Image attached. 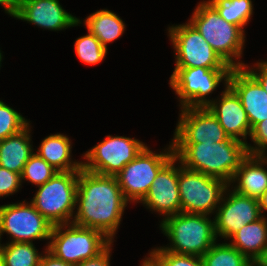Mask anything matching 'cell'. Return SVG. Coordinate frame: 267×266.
<instances>
[{"label": "cell", "mask_w": 267, "mask_h": 266, "mask_svg": "<svg viewBox=\"0 0 267 266\" xmlns=\"http://www.w3.org/2000/svg\"><path fill=\"white\" fill-rule=\"evenodd\" d=\"M127 203L116 176L99 175L81 168L76 193L78 208L72 222L98 230L112 241Z\"/></svg>", "instance_id": "6da1fadb"}, {"label": "cell", "mask_w": 267, "mask_h": 266, "mask_svg": "<svg viewBox=\"0 0 267 266\" xmlns=\"http://www.w3.org/2000/svg\"><path fill=\"white\" fill-rule=\"evenodd\" d=\"M174 155L184 167L231 183L249 155L247 144L230 138L225 142L172 143Z\"/></svg>", "instance_id": "7a4b0ae2"}, {"label": "cell", "mask_w": 267, "mask_h": 266, "mask_svg": "<svg viewBox=\"0 0 267 266\" xmlns=\"http://www.w3.org/2000/svg\"><path fill=\"white\" fill-rule=\"evenodd\" d=\"M161 230L171 241L165 251L202 257L215 243L214 221L207 215L180 212L163 219Z\"/></svg>", "instance_id": "3957f363"}, {"label": "cell", "mask_w": 267, "mask_h": 266, "mask_svg": "<svg viewBox=\"0 0 267 266\" xmlns=\"http://www.w3.org/2000/svg\"><path fill=\"white\" fill-rule=\"evenodd\" d=\"M191 17L190 23L229 66H246L233 61L241 56L245 42L244 30L240 26L226 22L208 1L200 2Z\"/></svg>", "instance_id": "277c9868"}, {"label": "cell", "mask_w": 267, "mask_h": 266, "mask_svg": "<svg viewBox=\"0 0 267 266\" xmlns=\"http://www.w3.org/2000/svg\"><path fill=\"white\" fill-rule=\"evenodd\" d=\"M50 240L46 249L56 258L73 265L98 256L113 242L102 232L72 221L54 225Z\"/></svg>", "instance_id": "5b68a950"}, {"label": "cell", "mask_w": 267, "mask_h": 266, "mask_svg": "<svg viewBox=\"0 0 267 266\" xmlns=\"http://www.w3.org/2000/svg\"><path fill=\"white\" fill-rule=\"evenodd\" d=\"M80 170L57 172L50 180L38 186L32 205L53 226L70 223L76 206Z\"/></svg>", "instance_id": "8992f818"}, {"label": "cell", "mask_w": 267, "mask_h": 266, "mask_svg": "<svg viewBox=\"0 0 267 266\" xmlns=\"http://www.w3.org/2000/svg\"><path fill=\"white\" fill-rule=\"evenodd\" d=\"M228 187L224 180L187 169L181 164L178 179L181 212L211 214L218 208Z\"/></svg>", "instance_id": "52a82bcc"}, {"label": "cell", "mask_w": 267, "mask_h": 266, "mask_svg": "<svg viewBox=\"0 0 267 266\" xmlns=\"http://www.w3.org/2000/svg\"><path fill=\"white\" fill-rule=\"evenodd\" d=\"M231 70L202 67L175 68L169 83L179 96L181 107L204 108L212 102L206 99V96L212 94L223 79L225 86H228Z\"/></svg>", "instance_id": "ba28073f"}, {"label": "cell", "mask_w": 267, "mask_h": 266, "mask_svg": "<svg viewBox=\"0 0 267 266\" xmlns=\"http://www.w3.org/2000/svg\"><path fill=\"white\" fill-rule=\"evenodd\" d=\"M168 149L156 154L146 146L116 175L127 201L141 202L145 197L158 172L175 156L172 144Z\"/></svg>", "instance_id": "9c48e42d"}, {"label": "cell", "mask_w": 267, "mask_h": 266, "mask_svg": "<svg viewBox=\"0 0 267 266\" xmlns=\"http://www.w3.org/2000/svg\"><path fill=\"white\" fill-rule=\"evenodd\" d=\"M168 30L176 51L175 68L233 69L190 22L169 27Z\"/></svg>", "instance_id": "30bf717a"}, {"label": "cell", "mask_w": 267, "mask_h": 266, "mask_svg": "<svg viewBox=\"0 0 267 266\" xmlns=\"http://www.w3.org/2000/svg\"><path fill=\"white\" fill-rule=\"evenodd\" d=\"M145 147L133 138L108 135L83 155L87 163H82V168L99 175L116 176Z\"/></svg>", "instance_id": "8fae6325"}, {"label": "cell", "mask_w": 267, "mask_h": 266, "mask_svg": "<svg viewBox=\"0 0 267 266\" xmlns=\"http://www.w3.org/2000/svg\"><path fill=\"white\" fill-rule=\"evenodd\" d=\"M53 225L45 219L30 202L0 206V239L6 232L12 237L11 242H31L32 240L50 239Z\"/></svg>", "instance_id": "7c38bea8"}, {"label": "cell", "mask_w": 267, "mask_h": 266, "mask_svg": "<svg viewBox=\"0 0 267 266\" xmlns=\"http://www.w3.org/2000/svg\"><path fill=\"white\" fill-rule=\"evenodd\" d=\"M182 108L171 143L225 142L230 139L217 118L207 108Z\"/></svg>", "instance_id": "4fadbf2b"}, {"label": "cell", "mask_w": 267, "mask_h": 266, "mask_svg": "<svg viewBox=\"0 0 267 266\" xmlns=\"http://www.w3.org/2000/svg\"><path fill=\"white\" fill-rule=\"evenodd\" d=\"M229 197L221 199L214 219L215 234L230 238L244 225L256 221L262 215L258 199L230 191Z\"/></svg>", "instance_id": "5bb4252c"}, {"label": "cell", "mask_w": 267, "mask_h": 266, "mask_svg": "<svg viewBox=\"0 0 267 266\" xmlns=\"http://www.w3.org/2000/svg\"><path fill=\"white\" fill-rule=\"evenodd\" d=\"M174 156L156 175L148 193L141 200L147 208L153 209L165 218L181 212L180 193L178 189L179 168L175 167Z\"/></svg>", "instance_id": "9a60e30c"}, {"label": "cell", "mask_w": 267, "mask_h": 266, "mask_svg": "<svg viewBox=\"0 0 267 266\" xmlns=\"http://www.w3.org/2000/svg\"><path fill=\"white\" fill-rule=\"evenodd\" d=\"M13 17L55 31L81 23L62 8L59 0H17Z\"/></svg>", "instance_id": "2e32d148"}, {"label": "cell", "mask_w": 267, "mask_h": 266, "mask_svg": "<svg viewBox=\"0 0 267 266\" xmlns=\"http://www.w3.org/2000/svg\"><path fill=\"white\" fill-rule=\"evenodd\" d=\"M228 86L239 97L251 129L267 119V93L244 68L231 70Z\"/></svg>", "instance_id": "e0dca14e"}, {"label": "cell", "mask_w": 267, "mask_h": 266, "mask_svg": "<svg viewBox=\"0 0 267 266\" xmlns=\"http://www.w3.org/2000/svg\"><path fill=\"white\" fill-rule=\"evenodd\" d=\"M217 102L213 100L207 108L217 118L226 134L232 139L248 144L243 140L247 139V135L250 136L251 126L239 97L229 86H226L221 94V100Z\"/></svg>", "instance_id": "ac0fdd59"}, {"label": "cell", "mask_w": 267, "mask_h": 266, "mask_svg": "<svg viewBox=\"0 0 267 266\" xmlns=\"http://www.w3.org/2000/svg\"><path fill=\"white\" fill-rule=\"evenodd\" d=\"M267 164V156L249 154L235 172L231 182L237 184L234 191L239 194L260 198L267 190V171L262 165Z\"/></svg>", "instance_id": "d6986e66"}, {"label": "cell", "mask_w": 267, "mask_h": 266, "mask_svg": "<svg viewBox=\"0 0 267 266\" xmlns=\"http://www.w3.org/2000/svg\"><path fill=\"white\" fill-rule=\"evenodd\" d=\"M231 244L255 265L267 252V218L261 216L233 234Z\"/></svg>", "instance_id": "ffe728a7"}, {"label": "cell", "mask_w": 267, "mask_h": 266, "mask_svg": "<svg viewBox=\"0 0 267 266\" xmlns=\"http://www.w3.org/2000/svg\"><path fill=\"white\" fill-rule=\"evenodd\" d=\"M29 125L0 141V166L18 174L33 154Z\"/></svg>", "instance_id": "44dd1931"}, {"label": "cell", "mask_w": 267, "mask_h": 266, "mask_svg": "<svg viewBox=\"0 0 267 266\" xmlns=\"http://www.w3.org/2000/svg\"><path fill=\"white\" fill-rule=\"evenodd\" d=\"M71 148L70 139L59 133L42 140L37 154L58 172L80 170L83 162L71 161Z\"/></svg>", "instance_id": "7402d4cb"}, {"label": "cell", "mask_w": 267, "mask_h": 266, "mask_svg": "<svg viewBox=\"0 0 267 266\" xmlns=\"http://www.w3.org/2000/svg\"><path fill=\"white\" fill-rule=\"evenodd\" d=\"M84 24L88 32L92 33L107 49V43L118 39L125 30V24L115 13L103 9L89 15Z\"/></svg>", "instance_id": "603a6c76"}, {"label": "cell", "mask_w": 267, "mask_h": 266, "mask_svg": "<svg viewBox=\"0 0 267 266\" xmlns=\"http://www.w3.org/2000/svg\"><path fill=\"white\" fill-rule=\"evenodd\" d=\"M0 254L4 266H39L42 257L33 242H10L6 246L1 245Z\"/></svg>", "instance_id": "cb8c5ba5"}, {"label": "cell", "mask_w": 267, "mask_h": 266, "mask_svg": "<svg viewBox=\"0 0 267 266\" xmlns=\"http://www.w3.org/2000/svg\"><path fill=\"white\" fill-rule=\"evenodd\" d=\"M204 266H255L229 243L216 244L202 256Z\"/></svg>", "instance_id": "d4e9b609"}, {"label": "cell", "mask_w": 267, "mask_h": 266, "mask_svg": "<svg viewBox=\"0 0 267 266\" xmlns=\"http://www.w3.org/2000/svg\"><path fill=\"white\" fill-rule=\"evenodd\" d=\"M226 22L243 27L253 13L251 0H209L208 1Z\"/></svg>", "instance_id": "484cf974"}, {"label": "cell", "mask_w": 267, "mask_h": 266, "mask_svg": "<svg viewBox=\"0 0 267 266\" xmlns=\"http://www.w3.org/2000/svg\"><path fill=\"white\" fill-rule=\"evenodd\" d=\"M74 47L76 55L81 62L89 65L100 63L107 53V49L90 32L85 36L77 38Z\"/></svg>", "instance_id": "4316f807"}, {"label": "cell", "mask_w": 267, "mask_h": 266, "mask_svg": "<svg viewBox=\"0 0 267 266\" xmlns=\"http://www.w3.org/2000/svg\"><path fill=\"white\" fill-rule=\"evenodd\" d=\"M57 172L37 153H33L23 168L21 180L27 179L31 183L40 186L50 180Z\"/></svg>", "instance_id": "83f0119b"}, {"label": "cell", "mask_w": 267, "mask_h": 266, "mask_svg": "<svg viewBox=\"0 0 267 266\" xmlns=\"http://www.w3.org/2000/svg\"><path fill=\"white\" fill-rule=\"evenodd\" d=\"M28 125L22 115L0 100V141L20 132Z\"/></svg>", "instance_id": "f1b7e54d"}, {"label": "cell", "mask_w": 267, "mask_h": 266, "mask_svg": "<svg viewBox=\"0 0 267 266\" xmlns=\"http://www.w3.org/2000/svg\"><path fill=\"white\" fill-rule=\"evenodd\" d=\"M150 254L162 266H204L202 257L196 255L175 254L165 251L163 247L153 249Z\"/></svg>", "instance_id": "f546056e"}, {"label": "cell", "mask_w": 267, "mask_h": 266, "mask_svg": "<svg viewBox=\"0 0 267 266\" xmlns=\"http://www.w3.org/2000/svg\"><path fill=\"white\" fill-rule=\"evenodd\" d=\"M252 141L256 144L255 147L247 144L248 153L251 155L265 156L267 149V119L257 123L250 133Z\"/></svg>", "instance_id": "4dcf8cb0"}, {"label": "cell", "mask_w": 267, "mask_h": 266, "mask_svg": "<svg viewBox=\"0 0 267 266\" xmlns=\"http://www.w3.org/2000/svg\"><path fill=\"white\" fill-rule=\"evenodd\" d=\"M21 182V174L0 166V197L17 192Z\"/></svg>", "instance_id": "1f68e13d"}, {"label": "cell", "mask_w": 267, "mask_h": 266, "mask_svg": "<svg viewBox=\"0 0 267 266\" xmlns=\"http://www.w3.org/2000/svg\"><path fill=\"white\" fill-rule=\"evenodd\" d=\"M256 65V69H250L249 66H245L244 69L262 86L267 93V61L259 62ZM254 70H258V73Z\"/></svg>", "instance_id": "d6a6232c"}, {"label": "cell", "mask_w": 267, "mask_h": 266, "mask_svg": "<svg viewBox=\"0 0 267 266\" xmlns=\"http://www.w3.org/2000/svg\"><path fill=\"white\" fill-rule=\"evenodd\" d=\"M110 248L111 244L98 256L84 260L75 266H110Z\"/></svg>", "instance_id": "836d02e7"}, {"label": "cell", "mask_w": 267, "mask_h": 266, "mask_svg": "<svg viewBox=\"0 0 267 266\" xmlns=\"http://www.w3.org/2000/svg\"><path fill=\"white\" fill-rule=\"evenodd\" d=\"M39 266H75L71 263L64 262L56 258L52 253L46 249V253L41 257Z\"/></svg>", "instance_id": "e575fe53"}, {"label": "cell", "mask_w": 267, "mask_h": 266, "mask_svg": "<svg viewBox=\"0 0 267 266\" xmlns=\"http://www.w3.org/2000/svg\"><path fill=\"white\" fill-rule=\"evenodd\" d=\"M17 0H0V5H4V10L11 16H14Z\"/></svg>", "instance_id": "d590c367"}, {"label": "cell", "mask_w": 267, "mask_h": 266, "mask_svg": "<svg viewBox=\"0 0 267 266\" xmlns=\"http://www.w3.org/2000/svg\"><path fill=\"white\" fill-rule=\"evenodd\" d=\"M258 202H259V209L262 215V213L265 210L267 211V190L263 193V195L260 198H258Z\"/></svg>", "instance_id": "8d00e7d4"}, {"label": "cell", "mask_w": 267, "mask_h": 266, "mask_svg": "<svg viewBox=\"0 0 267 266\" xmlns=\"http://www.w3.org/2000/svg\"><path fill=\"white\" fill-rule=\"evenodd\" d=\"M150 257H146L142 262V266H162L151 254Z\"/></svg>", "instance_id": "74e56055"}, {"label": "cell", "mask_w": 267, "mask_h": 266, "mask_svg": "<svg viewBox=\"0 0 267 266\" xmlns=\"http://www.w3.org/2000/svg\"><path fill=\"white\" fill-rule=\"evenodd\" d=\"M255 266H267V252Z\"/></svg>", "instance_id": "f35d334b"}, {"label": "cell", "mask_w": 267, "mask_h": 266, "mask_svg": "<svg viewBox=\"0 0 267 266\" xmlns=\"http://www.w3.org/2000/svg\"><path fill=\"white\" fill-rule=\"evenodd\" d=\"M0 266H4V261H3L1 254H0Z\"/></svg>", "instance_id": "ab89813d"}, {"label": "cell", "mask_w": 267, "mask_h": 266, "mask_svg": "<svg viewBox=\"0 0 267 266\" xmlns=\"http://www.w3.org/2000/svg\"><path fill=\"white\" fill-rule=\"evenodd\" d=\"M1 60H2V53L0 51V64H1ZM0 67H1V65H0Z\"/></svg>", "instance_id": "60d3db41"}]
</instances>
